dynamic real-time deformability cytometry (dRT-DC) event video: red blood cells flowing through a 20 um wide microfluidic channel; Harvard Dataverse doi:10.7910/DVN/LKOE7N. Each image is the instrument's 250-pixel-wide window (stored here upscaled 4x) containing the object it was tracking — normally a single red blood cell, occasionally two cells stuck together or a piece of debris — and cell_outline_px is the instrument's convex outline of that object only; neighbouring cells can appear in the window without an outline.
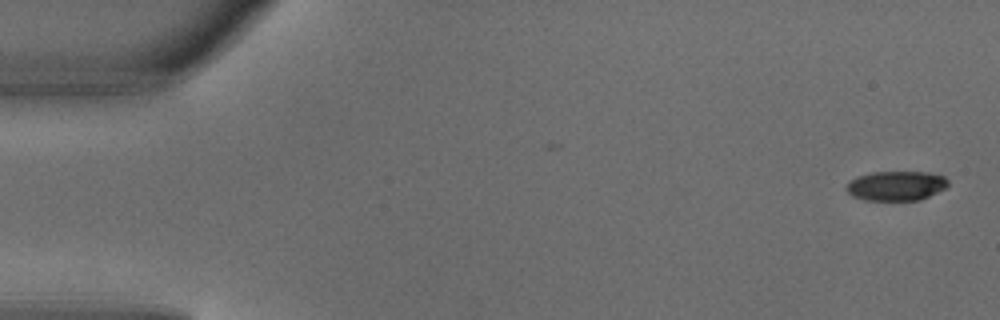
{"species": "common noctule bat (a hibernating species)", "species_latin": "Nyctalus noctula", "temperature_condition": "warm", "stored_images_in_passage": 4, "camera_frame_rate_fps": 3000, "um_per_image_px": 0.085, "animal": {"sex": "male", "body_mass_g": 18.8}, "frame": {"image": 1, "passage_image": 1, "time_ms": 0.0, "image_size_px": [1000, 320], "cell_outline_px": [[948, 184], [944, 188], [920, 200], [864, 200], [852, 196], [848, 192], [848, 180], [856, 176], [872, 172], [932, 172], [944, 176], [948, 180]], "centroid_in_image_um": [76.16, 15.78], "position_along_channel_um": 8.8, "area_um2": 17.51}}
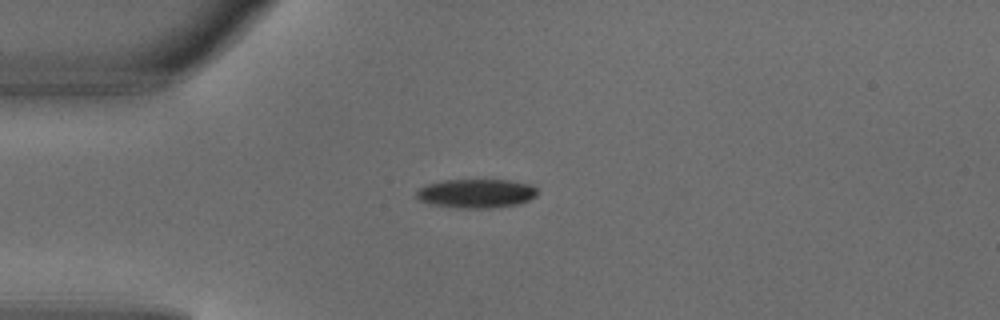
{"frame": {"image": 2, "passage_image": 4, "time_ms": 1.0, "image_size_px": [1000, 320], "cell_outline_px": [[540, 192], [536, 196], [520, 204], [492, 208], [460, 208], [432, 204], [416, 200], [416, 192], [424, 184], [444, 180], [512, 180], [532, 184]], "centroid_in_image_um": [40.5, 16.44], "position_along_channel_um": 44.5, "area_um2": 20.75}}